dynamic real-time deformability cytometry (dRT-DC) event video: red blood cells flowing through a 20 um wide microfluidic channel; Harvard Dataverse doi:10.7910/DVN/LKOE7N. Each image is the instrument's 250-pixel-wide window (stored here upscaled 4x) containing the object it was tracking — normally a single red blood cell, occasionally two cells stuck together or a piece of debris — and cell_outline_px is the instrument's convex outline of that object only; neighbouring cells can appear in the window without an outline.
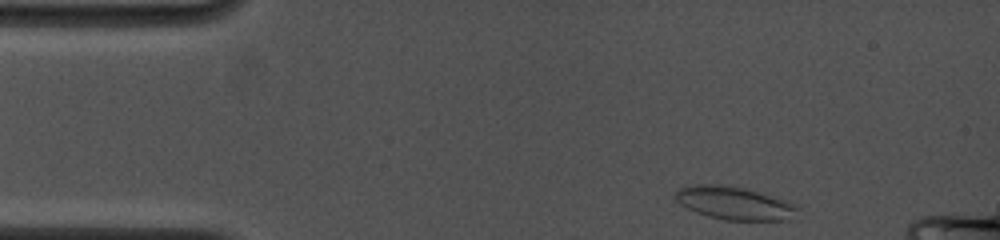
{"species": "common noctule bat (a hibernating species)", "species_latin": "Nyctalus noctula", "temperature_condition": "cold", "stored_images_in_passage": 58, "camera_frame_rate_fps": 4500, "um_per_image_px": 0.085, "animal": {"sex": "female", "body_mass_g": 19.0, "forearm_length_mm": 53.3}, "frame": {"image": 1, "passage_image": 2, "time_ms": 0.222, "image_size_px": [1000, 240], "cell_outline_px": [[796, 208], [788, 220], [724, 220], [708, 216], [696, 212], [680, 204], [676, 200], [676, 192], [680, 188], [692, 184], [724, 184], [744, 188], [772, 196], [796, 204]], "centroid_in_image_um": [62.36, 17.25], "position_along_channel_um": 22.6, "area_um2": 23.18}}
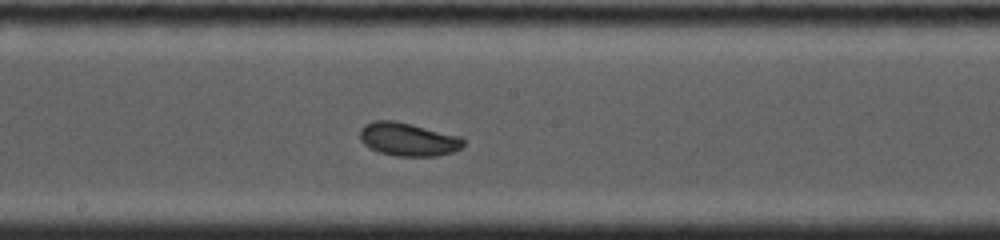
{"frame": {"image": 2, "passage_image": 36, "time_ms": 6.889, "image_size_px": [1000, 240], "cell_outline_px": [[464, 144], [460, 148], [452, 152], [436, 156], [396, 156], [380, 152], [364, 144], [360, 140], [360, 128], [364, 124], [372, 120], [392, 120], [412, 124], [460, 136], [464, 140]], "centroid_in_image_um": [34.67, 11.83], "position_along_channel_um": 213.5, "area_um2": 20.06}}
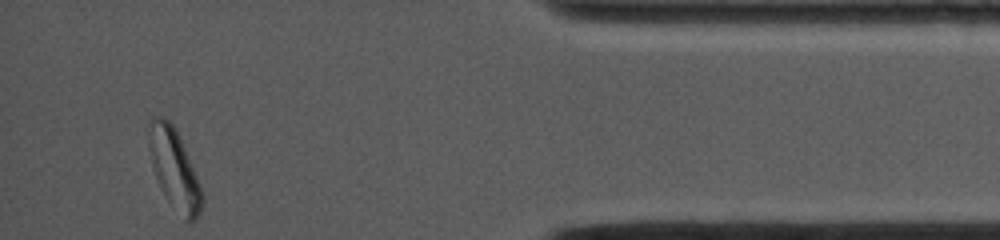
{"frame": {"image": 3, "passage_image": 58, "time_ms": 13.111, "image_size_px": [1000, 240], "cell_outline_px": [[204, 200], [200, 212], [196, 220], [192, 224], [184, 220], [168, 200], [160, 188], [156, 180], [152, 164], [148, 140], [148, 120], [152, 116], [164, 116], [172, 124], [184, 148], [200, 184], [204, 196]], "centroid_in_image_um": [14.81, 14.39], "position_along_channel_um": 420.4, "area_um2": 24.74}, "authors_computed_cell_mechanics": {"area_um2": 20.1722, "velocity_mm_per_s": 3.8896, "shape_relaxation_time_tau1_ms": 4.0979, "shape_relaxation_time_tau2_ms": null, "deformation_change_tau1": 0.1189, "deformation_change_tau2": null}}